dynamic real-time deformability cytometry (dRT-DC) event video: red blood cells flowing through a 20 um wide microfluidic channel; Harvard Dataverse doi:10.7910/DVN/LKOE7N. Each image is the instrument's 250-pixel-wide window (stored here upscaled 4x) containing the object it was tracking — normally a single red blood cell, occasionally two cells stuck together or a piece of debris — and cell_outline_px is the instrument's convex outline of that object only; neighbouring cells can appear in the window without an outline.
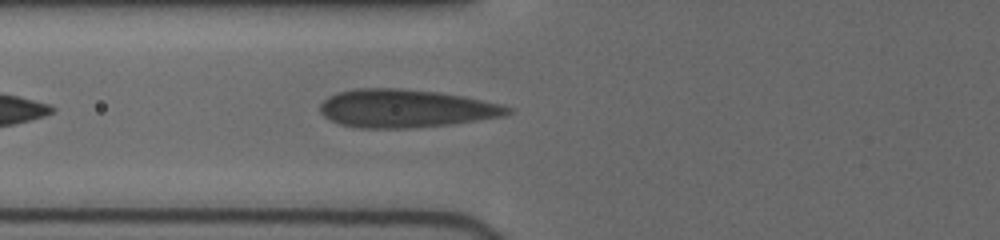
{"species": "human", "species_latin": "Homo sapiens", "temperature_condition": "cold", "stored_images_in_passage": 17, "camera_frame_rate_fps": 3000, "um_per_image_px": 0.085, "donor": {"sex": "female"}, "frame": {"image": 1, "passage_image": 9, "time_ms": 3.0, "image_size_px": [1000, 240], "cell_outline_px": [[512, 112], [508, 116], [452, 124], [408, 128], [360, 128], [340, 124], [324, 116], [320, 112], [320, 104], [328, 96], [336, 92], [356, 88], [400, 88], [440, 92], [464, 96], [500, 104], [512, 108]], "centroid_in_image_um": [34.51, 9.21], "position_along_channel_um": 91.3, "area_um2": 41.96}}
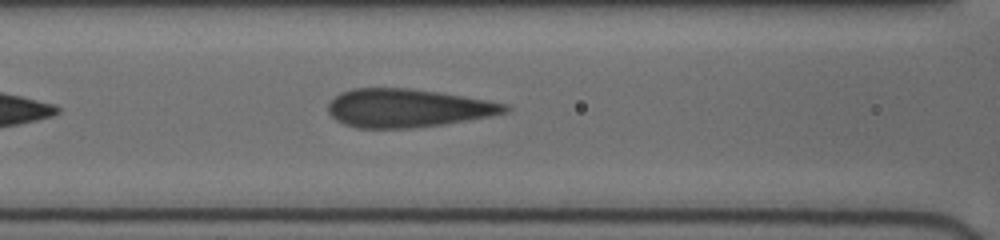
{"frame": {"image": 2, "passage_image": 12, "time_ms": 4.0, "image_size_px": [1000, 240], "cell_outline_px": [[512, 108], [508, 112], [488, 116], [444, 124], [412, 128], [356, 128], [344, 124], [336, 120], [328, 112], [328, 104], [340, 92], [352, 88], [412, 88], [464, 96], [508, 104]], "centroid_in_image_um": [34.63, 9.18], "position_along_channel_um": 132.0, "area_um2": 39.54}}
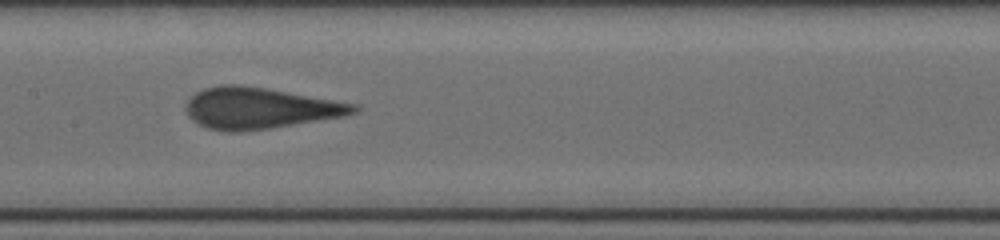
{"frame": {"image": 3, "passage_image": 15, "time_ms": 5.333, "image_size_px": [1000, 240], "cell_outline_px": [[360, 108], [356, 112], [344, 116], [268, 128], [240, 132], [228, 132], [208, 128], [192, 120], [188, 116], [184, 108], [188, 100], [196, 92], [204, 88], [220, 84], [240, 84], [268, 88], [360, 104]], "centroid_in_image_um": [22.07, 9.17], "position_along_channel_um": 185.3, "area_um2": 40.52}}